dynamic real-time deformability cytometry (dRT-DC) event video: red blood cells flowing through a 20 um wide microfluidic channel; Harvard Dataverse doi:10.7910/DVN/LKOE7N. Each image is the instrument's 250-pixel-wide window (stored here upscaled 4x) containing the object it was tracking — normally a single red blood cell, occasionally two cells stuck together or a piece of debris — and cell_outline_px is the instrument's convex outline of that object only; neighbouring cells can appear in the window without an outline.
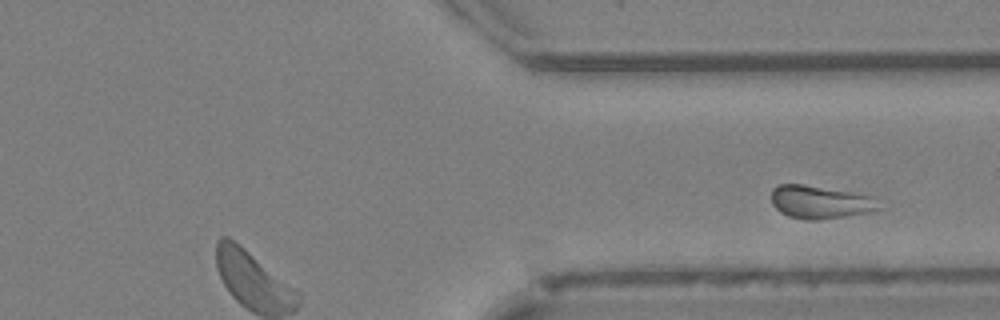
{"species": "Egyptian fruit bat (a non-hibernating species)", "species_latin": "Rousettus aegyptiacus", "temperature_condition": "cold", "stored_images_in_passage": 39, "segment_of_instrument_passage": [2, 2], "camera_frame_rate_fps": 3000, "um_per_image_px": 0.085, "animal": {"sex": "female"}, "frame": {"image": 1, "passage_image": 39, "time_ms": 12.667, "image_size_px": [1000, 320], "cell_outline_px": [[884, 208], [868, 212], [844, 216], [816, 220], [804, 220], [788, 216], [780, 212], [772, 204], [772, 188], [780, 184], [804, 184], [852, 192], [872, 196]], "centroid_in_image_um": [69.71, 17.17], "position_along_channel_um": 341.7, "area_um2": 20.75}}